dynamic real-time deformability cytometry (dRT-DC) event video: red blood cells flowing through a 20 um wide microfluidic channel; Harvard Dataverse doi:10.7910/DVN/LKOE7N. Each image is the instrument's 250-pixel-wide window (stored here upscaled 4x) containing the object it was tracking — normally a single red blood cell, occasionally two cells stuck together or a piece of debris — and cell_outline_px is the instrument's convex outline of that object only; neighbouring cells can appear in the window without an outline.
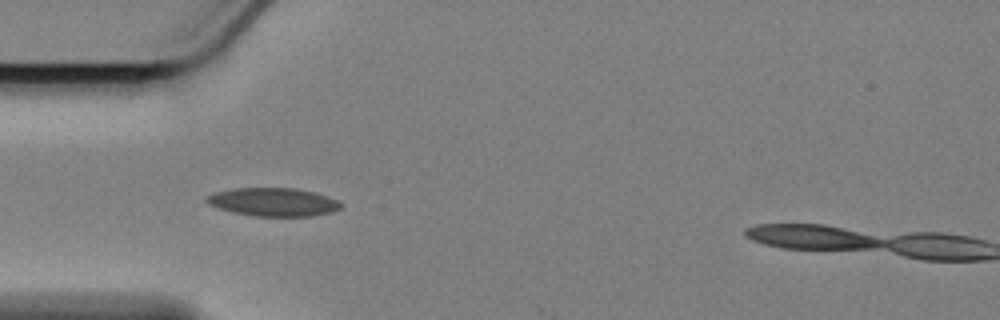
{"species": "Egyptian fruit bat (a non-hibernating species)", "species_latin": "Rousettus aegyptiacus", "temperature_condition": "cold", "stored_images_in_passage": 10, "camera_frame_rate_fps": 3000, "um_per_image_px": 0.085, "animal": {"sex": "female"}, "frame": {"image": 1, "passage_image": 6, "time_ms": 1.667, "image_size_px": [1000, 320], "cell_outline_px": [[344, 204], [340, 208], [332, 212], [312, 216], [252, 216], [232, 212], [208, 204], [204, 200], [204, 196], [216, 192], [232, 188], [296, 188], [316, 192], [328, 196]], "centroid_in_image_um": [23.22, 17.17], "position_along_channel_um": 61.8, "area_um2": 22.37}}
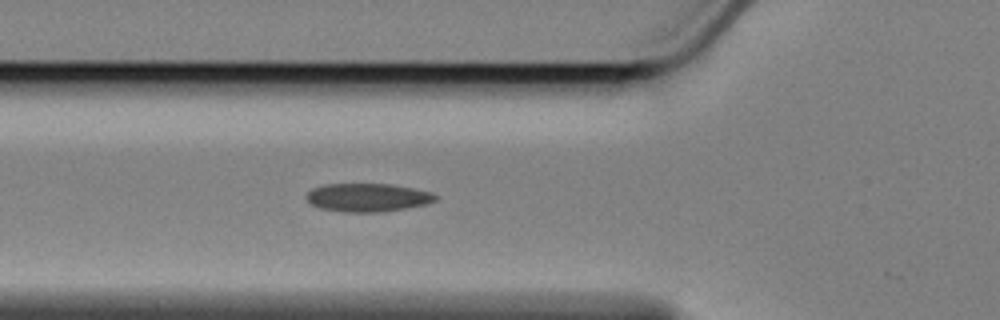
{"frame": {"image": 2, "passage_image": 9, "time_ms": 2.667, "image_size_px": [1000, 320], "cell_outline_px": [[436, 200], [424, 204], [384, 212], [340, 212], [320, 208], [312, 204], [304, 196], [312, 188], [324, 184], [392, 184], [432, 192], [436, 196]], "centroid_in_image_um": [31.21, 16.78], "position_along_channel_um": 94.6, "area_um2": 21.27}}